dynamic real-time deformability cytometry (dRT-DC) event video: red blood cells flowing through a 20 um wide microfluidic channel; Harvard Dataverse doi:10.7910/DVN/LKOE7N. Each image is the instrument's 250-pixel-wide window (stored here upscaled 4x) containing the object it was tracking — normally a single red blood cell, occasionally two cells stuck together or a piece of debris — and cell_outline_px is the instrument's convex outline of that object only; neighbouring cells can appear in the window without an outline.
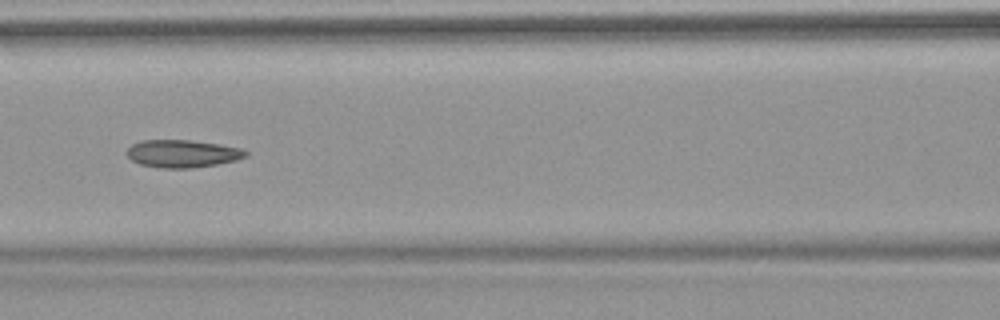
{"species": "common noctule bat (a hibernating species)", "species_latin": "Nyctalus noctula", "temperature_condition": "warm", "stored_images_in_passage": 9, "camera_frame_rate_fps": 3000, "um_per_image_px": 0.085, "animal": {"sex": "female", "body_mass_g": 18.4}, "frame": {"image": 1, "passage_image": 6, "time_ms": 7.0, "image_size_px": [1000, 320], "cell_outline_px": [[248, 156], [236, 160], [216, 164], [192, 168], [164, 168], [140, 164], [132, 160], [128, 156], [128, 148], [132, 144], [140, 140], [188, 140], [220, 144], [240, 148], [248, 152]], "centroid_in_image_um": [15.52, 13.05], "position_along_channel_um": 151.1, "area_um2": 19.02}}
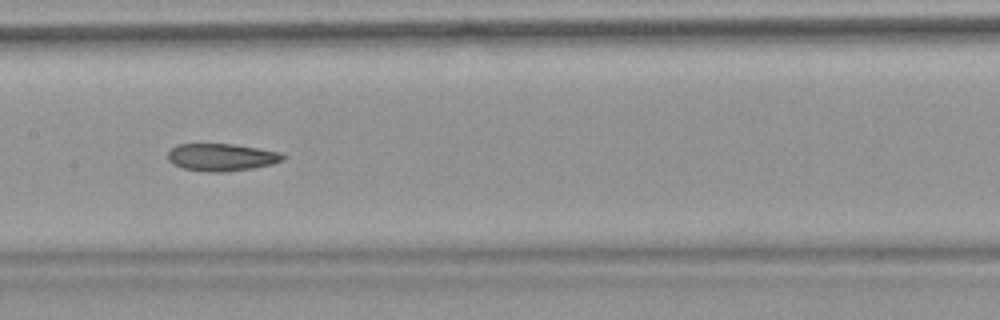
{"frame": {"image": 2, "passage_image": 7, "time_ms": 8.0, "image_size_px": [1000, 320], "cell_outline_px": [[288, 156], [284, 160], [272, 164], [252, 168], [224, 172], [208, 172], [184, 168], [172, 164], [168, 160], [168, 152], [176, 144], [232, 144], [280, 152]], "centroid_in_image_um": [18.84, 13.36], "position_along_channel_um": 188.6, "area_um2": 18.38}}